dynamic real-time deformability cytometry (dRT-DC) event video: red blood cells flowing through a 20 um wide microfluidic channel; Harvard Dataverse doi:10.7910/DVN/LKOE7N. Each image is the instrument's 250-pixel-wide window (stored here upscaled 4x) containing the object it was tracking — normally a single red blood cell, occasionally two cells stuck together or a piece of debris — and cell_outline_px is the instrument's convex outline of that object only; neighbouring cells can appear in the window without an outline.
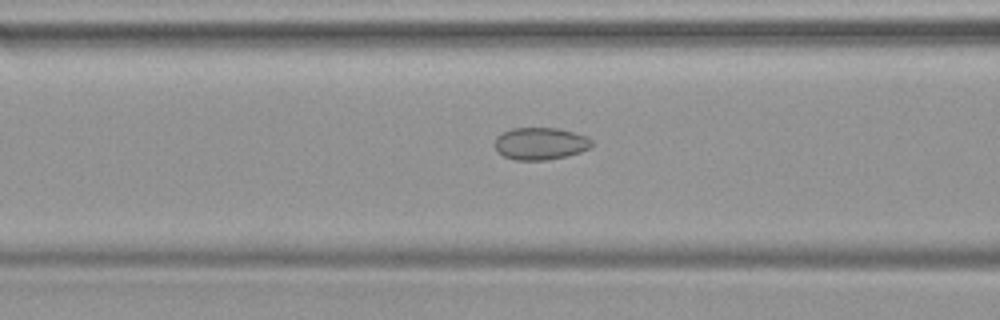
{"species": "common noctule bat (a hibernating species)", "species_latin": "Nyctalus noctula", "temperature_condition": "warm", "stored_images_in_passage": 47, "camera_frame_rate_fps": 3000, "um_per_image_px": 0.085, "animal": {"sex": "female", "body_mass_g": 19.9}, "frame": {"image": 1, "passage_image": 19, "time_ms": 6.0, "image_size_px": [1000, 320], "cell_outline_px": [[596, 144], [592, 148], [568, 156], [544, 160], [516, 160], [504, 156], [496, 152], [496, 136], [512, 128], [556, 128], [588, 136]], "centroid_in_image_um": [45.98, 12.21], "position_along_channel_um": 120.6, "area_um2": 18.38}}
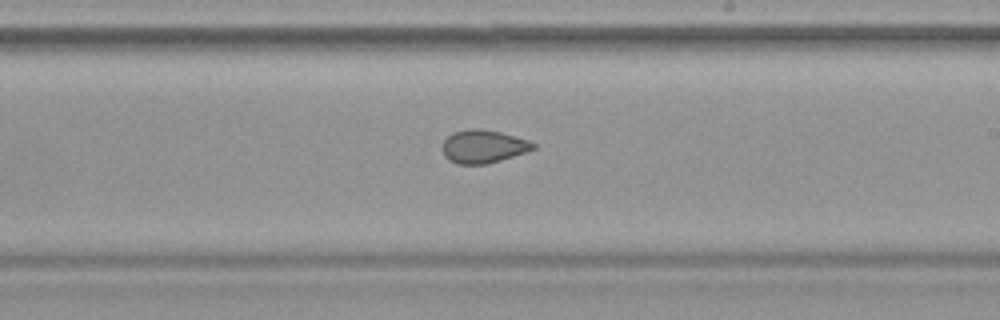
{"frame": {"image": 2, "passage_image": 28, "time_ms": 9.0, "image_size_px": [1000, 320], "cell_outline_px": [[536, 148], [500, 160], [484, 164], [456, 164], [448, 160], [444, 156], [440, 148], [444, 140], [452, 132], [472, 128], [480, 128], [500, 132], [528, 140], [536, 144]], "centroid_in_image_um": [41.02, 12.44], "position_along_channel_um": 248.0, "area_um2": 17.57}}
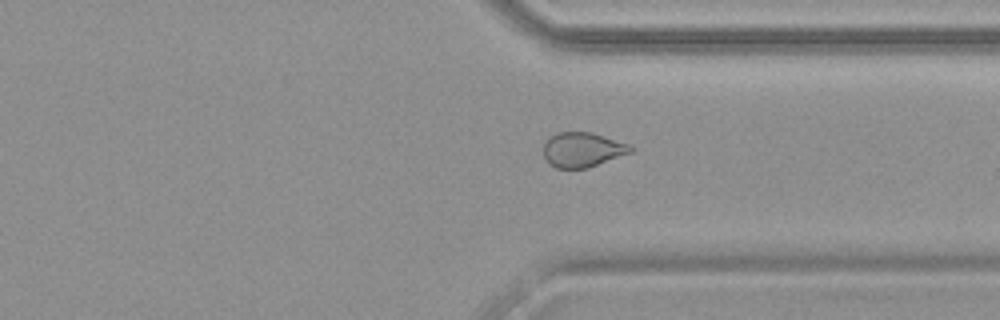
{"frame": {"image": 3, "passage_image": 36, "time_ms": 11.667, "image_size_px": [1000, 320], "cell_outline_px": [[636, 148], [632, 152], [588, 168], [556, 168], [548, 164], [544, 156], [544, 140], [548, 136], [556, 132], [592, 132], [628, 144]], "centroid_in_image_um": [49.48, 12.72], "position_along_channel_um": 361.9, "area_um2": 17.86}}